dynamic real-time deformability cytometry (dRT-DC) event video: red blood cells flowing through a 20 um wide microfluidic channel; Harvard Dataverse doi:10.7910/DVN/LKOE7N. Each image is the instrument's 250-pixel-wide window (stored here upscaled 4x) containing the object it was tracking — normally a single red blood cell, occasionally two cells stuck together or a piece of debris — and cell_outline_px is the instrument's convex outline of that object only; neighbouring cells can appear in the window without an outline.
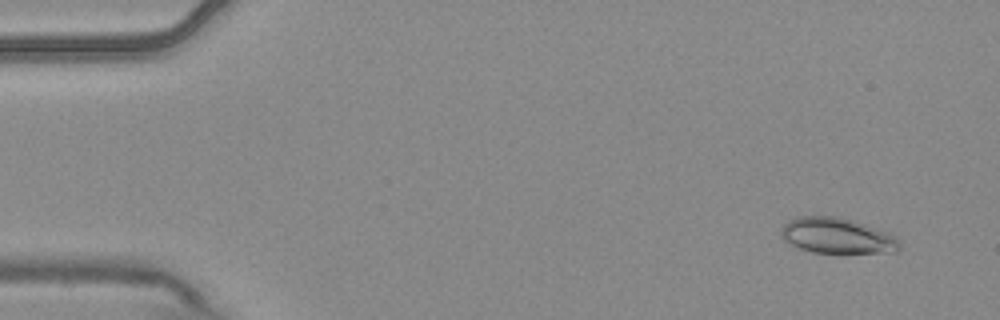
{"species": "common noctule bat (a hibernating species)", "species_latin": "Nyctalus noctula", "temperature_condition": "warm", "stored_images_in_passage": 4, "camera_frame_rate_fps": 3000, "um_per_image_px": 0.085, "animal": {"sex": "male", "body_mass_g": 20.4}, "frame": {"image": 1, "passage_image": 1, "time_ms": 0.0, "image_size_px": [1000, 320], "cell_outline_px": [[900, 248], [896, 252], [812, 252], [800, 248], [784, 240], [780, 236], [780, 228], [788, 220], [796, 216], [840, 216], [880, 228], [896, 236], [900, 240]], "centroid_in_image_um": [71.16, 20.01], "position_along_channel_um": 13.8, "area_um2": 24.85}}